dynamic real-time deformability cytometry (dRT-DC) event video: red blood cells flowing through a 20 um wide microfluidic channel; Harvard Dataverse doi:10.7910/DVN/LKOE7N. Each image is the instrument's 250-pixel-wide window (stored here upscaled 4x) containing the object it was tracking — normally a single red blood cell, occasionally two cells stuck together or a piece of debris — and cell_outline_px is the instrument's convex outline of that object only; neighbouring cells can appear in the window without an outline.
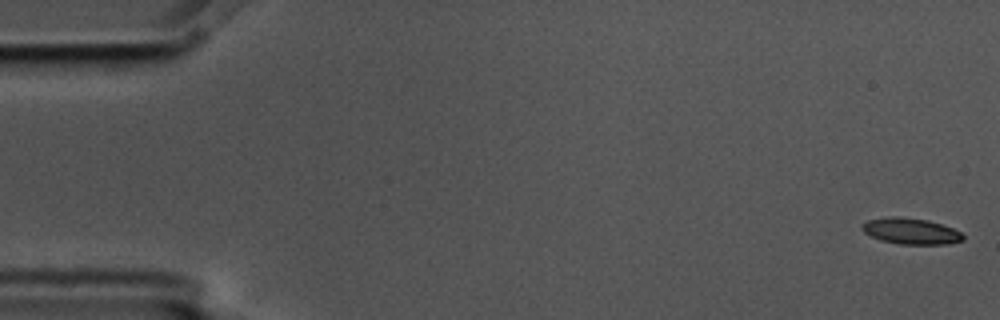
{"species": "common noctule bat (a hibernating species)", "species_latin": "Nyctalus noctula", "temperature_condition": "cold", "stored_images_in_passage": 6, "segment_of_instrument_passage": [1, 2], "camera_frame_rate_fps": 3000, "um_per_image_px": 0.085, "animal": {"sex": "male", "body_mass_g": 17.5, "forearm_length_mm": 52.3}, "frame": {"image": 1, "passage_image": 1, "time_ms": 0.0, "image_size_px": [1000, 320], "cell_outline_px": [[964, 240], [948, 244], [900, 244], [880, 240], [864, 232], [860, 228], [860, 224], [868, 220], [892, 216], [900, 216], [928, 220], [952, 228], [960, 232], [964, 236]], "centroid_in_image_um": [77.4, 19.64], "position_along_channel_um": 7.6, "area_um2": 15.37}}